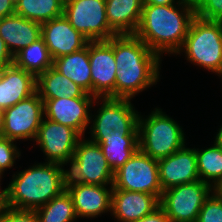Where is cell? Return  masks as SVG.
Instances as JSON below:
<instances>
[{
	"label": "cell",
	"mask_w": 222,
	"mask_h": 222,
	"mask_svg": "<svg viewBox=\"0 0 222 222\" xmlns=\"http://www.w3.org/2000/svg\"><path fill=\"white\" fill-rule=\"evenodd\" d=\"M194 17L195 5L180 0L177 4L164 6L143 5L134 35L160 57L163 53L176 55Z\"/></svg>",
	"instance_id": "6da1fadb"
},
{
	"label": "cell",
	"mask_w": 222,
	"mask_h": 222,
	"mask_svg": "<svg viewBox=\"0 0 222 222\" xmlns=\"http://www.w3.org/2000/svg\"><path fill=\"white\" fill-rule=\"evenodd\" d=\"M114 58L115 98L132 99L157 84L161 57L134 34L114 36Z\"/></svg>",
	"instance_id": "7a4b0ae2"
},
{
	"label": "cell",
	"mask_w": 222,
	"mask_h": 222,
	"mask_svg": "<svg viewBox=\"0 0 222 222\" xmlns=\"http://www.w3.org/2000/svg\"><path fill=\"white\" fill-rule=\"evenodd\" d=\"M52 162L35 164L14 174L2 204L19 210H35L66 190L67 170Z\"/></svg>",
	"instance_id": "3957f363"
},
{
	"label": "cell",
	"mask_w": 222,
	"mask_h": 222,
	"mask_svg": "<svg viewBox=\"0 0 222 222\" xmlns=\"http://www.w3.org/2000/svg\"><path fill=\"white\" fill-rule=\"evenodd\" d=\"M182 129L160 108H155L145 119L139 114V150L156 160L166 158L185 146Z\"/></svg>",
	"instance_id": "277c9868"
},
{
	"label": "cell",
	"mask_w": 222,
	"mask_h": 222,
	"mask_svg": "<svg viewBox=\"0 0 222 222\" xmlns=\"http://www.w3.org/2000/svg\"><path fill=\"white\" fill-rule=\"evenodd\" d=\"M181 52L194 65L222 76V22L195 16L177 54Z\"/></svg>",
	"instance_id": "5b68a950"
},
{
	"label": "cell",
	"mask_w": 222,
	"mask_h": 222,
	"mask_svg": "<svg viewBox=\"0 0 222 222\" xmlns=\"http://www.w3.org/2000/svg\"><path fill=\"white\" fill-rule=\"evenodd\" d=\"M81 137L77 143L66 183H82L113 187L114 172L99 144Z\"/></svg>",
	"instance_id": "8992f818"
},
{
	"label": "cell",
	"mask_w": 222,
	"mask_h": 222,
	"mask_svg": "<svg viewBox=\"0 0 222 222\" xmlns=\"http://www.w3.org/2000/svg\"><path fill=\"white\" fill-rule=\"evenodd\" d=\"M213 191L212 186L201 180L173 186L162 192L160 207L170 222H196L205 200Z\"/></svg>",
	"instance_id": "52a82bcc"
},
{
	"label": "cell",
	"mask_w": 222,
	"mask_h": 222,
	"mask_svg": "<svg viewBox=\"0 0 222 222\" xmlns=\"http://www.w3.org/2000/svg\"><path fill=\"white\" fill-rule=\"evenodd\" d=\"M63 15L89 41L116 36L109 28L105 0H65Z\"/></svg>",
	"instance_id": "ba28073f"
},
{
	"label": "cell",
	"mask_w": 222,
	"mask_h": 222,
	"mask_svg": "<svg viewBox=\"0 0 222 222\" xmlns=\"http://www.w3.org/2000/svg\"><path fill=\"white\" fill-rule=\"evenodd\" d=\"M113 189L150 193L160 199L163 191L159 180L158 160L138 149L114 172Z\"/></svg>",
	"instance_id": "9c48e42d"
},
{
	"label": "cell",
	"mask_w": 222,
	"mask_h": 222,
	"mask_svg": "<svg viewBox=\"0 0 222 222\" xmlns=\"http://www.w3.org/2000/svg\"><path fill=\"white\" fill-rule=\"evenodd\" d=\"M102 103L97 115H91L90 134H108L118 131L124 135H138L139 112L131 99L100 97ZM95 118L94 120L92 118ZM93 120V121H92Z\"/></svg>",
	"instance_id": "30bf717a"
},
{
	"label": "cell",
	"mask_w": 222,
	"mask_h": 222,
	"mask_svg": "<svg viewBox=\"0 0 222 222\" xmlns=\"http://www.w3.org/2000/svg\"><path fill=\"white\" fill-rule=\"evenodd\" d=\"M44 117V102L36 91L30 97L21 100L4 110L3 137L13 141L35 140Z\"/></svg>",
	"instance_id": "8fae6325"
},
{
	"label": "cell",
	"mask_w": 222,
	"mask_h": 222,
	"mask_svg": "<svg viewBox=\"0 0 222 222\" xmlns=\"http://www.w3.org/2000/svg\"><path fill=\"white\" fill-rule=\"evenodd\" d=\"M80 138L74 129L43 117L35 141L47 157L46 162L67 165Z\"/></svg>",
	"instance_id": "7c38bea8"
},
{
	"label": "cell",
	"mask_w": 222,
	"mask_h": 222,
	"mask_svg": "<svg viewBox=\"0 0 222 222\" xmlns=\"http://www.w3.org/2000/svg\"><path fill=\"white\" fill-rule=\"evenodd\" d=\"M89 61L92 95L115 98L116 62L114 37L109 40L89 41Z\"/></svg>",
	"instance_id": "4fadbf2b"
},
{
	"label": "cell",
	"mask_w": 222,
	"mask_h": 222,
	"mask_svg": "<svg viewBox=\"0 0 222 222\" xmlns=\"http://www.w3.org/2000/svg\"><path fill=\"white\" fill-rule=\"evenodd\" d=\"M100 97H63L42 99L45 118L74 129L81 137L91 124V110L94 101ZM91 106V107H90Z\"/></svg>",
	"instance_id": "5bb4252c"
},
{
	"label": "cell",
	"mask_w": 222,
	"mask_h": 222,
	"mask_svg": "<svg viewBox=\"0 0 222 222\" xmlns=\"http://www.w3.org/2000/svg\"><path fill=\"white\" fill-rule=\"evenodd\" d=\"M158 170L162 191L200 180L195 148L184 146L172 155L159 159Z\"/></svg>",
	"instance_id": "9a60e30c"
},
{
	"label": "cell",
	"mask_w": 222,
	"mask_h": 222,
	"mask_svg": "<svg viewBox=\"0 0 222 222\" xmlns=\"http://www.w3.org/2000/svg\"><path fill=\"white\" fill-rule=\"evenodd\" d=\"M41 34L53 60L79 51L89 42L64 15L41 24Z\"/></svg>",
	"instance_id": "2e32d148"
},
{
	"label": "cell",
	"mask_w": 222,
	"mask_h": 222,
	"mask_svg": "<svg viewBox=\"0 0 222 222\" xmlns=\"http://www.w3.org/2000/svg\"><path fill=\"white\" fill-rule=\"evenodd\" d=\"M106 187L79 182L66 183V190L73 199L78 218H95L105 212H111L113 187Z\"/></svg>",
	"instance_id": "e0dca14e"
},
{
	"label": "cell",
	"mask_w": 222,
	"mask_h": 222,
	"mask_svg": "<svg viewBox=\"0 0 222 222\" xmlns=\"http://www.w3.org/2000/svg\"><path fill=\"white\" fill-rule=\"evenodd\" d=\"M159 206V198L154 194L113 189L110 213L119 222H135Z\"/></svg>",
	"instance_id": "ac0fdd59"
},
{
	"label": "cell",
	"mask_w": 222,
	"mask_h": 222,
	"mask_svg": "<svg viewBox=\"0 0 222 222\" xmlns=\"http://www.w3.org/2000/svg\"><path fill=\"white\" fill-rule=\"evenodd\" d=\"M37 78L14 63L0 71V109L6 110L36 92Z\"/></svg>",
	"instance_id": "d6986e66"
},
{
	"label": "cell",
	"mask_w": 222,
	"mask_h": 222,
	"mask_svg": "<svg viewBox=\"0 0 222 222\" xmlns=\"http://www.w3.org/2000/svg\"><path fill=\"white\" fill-rule=\"evenodd\" d=\"M0 37L14 57L42 37L41 24L13 14L0 19Z\"/></svg>",
	"instance_id": "ffe728a7"
},
{
	"label": "cell",
	"mask_w": 222,
	"mask_h": 222,
	"mask_svg": "<svg viewBox=\"0 0 222 222\" xmlns=\"http://www.w3.org/2000/svg\"><path fill=\"white\" fill-rule=\"evenodd\" d=\"M90 140L100 145L113 172L139 149L138 135H124L118 131H111L108 134H91Z\"/></svg>",
	"instance_id": "44dd1931"
},
{
	"label": "cell",
	"mask_w": 222,
	"mask_h": 222,
	"mask_svg": "<svg viewBox=\"0 0 222 222\" xmlns=\"http://www.w3.org/2000/svg\"><path fill=\"white\" fill-rule=\"evenodd\" d=\"M109 28L116 35H132L136 32L142 14L144 0H105Z\"/></svg>",
	"instance_id": "7402d4cb"
},
{
	"label": "cell",
	"mask_w": 222,
	"mask_h": 222,
	"mask_svg": "<svg viewBox=\"0 0 222 222\" xmlns=\"http://www.w3.org/2000/svg\"><path fill=\"white\" fill-rule=\"evenodd\" d=\"M53 67L92 95L89 42L83 49L53 60Z\"/></svg>",
	"instance_id": "603a6c76"
},
{
	"label": "cell",
	"mask_w": 222,
	"mask_h": 222,
	"mask_svg": "<svg viewBox=\"0 0 222 222\" xmlns=\"http://www.w3.org/2000/svg\"><path fill=\"white\" fill-rule=\"evenodd\" d=\"M36 91L41 99L95 97L62 75L53 66L37 77Z\"/></svg>",
	"instance_id": "cb8c5ba5"
},
{
	"label": "cell",
	"mask_w": 222,
	"mask_h": 222,
	"mask_svg": "<svg viewBox=\"0 0 222 222\" xmlns=\"http://www.w3.org/2000/svg\"><path fill=\"white\" fill-rule=\"evenodd\" d=\"M13 63L17 67L32 73L37 78L41 73L53 66V59L44 39L41 37L17 53L14 56Z\"/></svg>",
	"instance_id": "d4e9b609"
},
{
	"label": "cell",
	"mask_w": 222,
	"mask_h": 222,
	"mask_svg": "<svg viewBox=\"0 0 222 222\" xmlns=\"http://www.w3.org/2000/svg\"><path fill=\"white\" fill-rule=\"evenodd\" d=\"M195 153L200 180L215 189L222 183V146L214 141L209 148H195Z\"/></svg>",
	"instance_id": "484cf974"
},
{
	"label": "cell",
	"mask_w": 222,
	"mask_h": 222,
	"mask_svg": "<svg viewBox=\"0 0 222 222\" xmlns=\"http://www.w3.org/2000/svg\"><path fill=\"white\" fill-rule=\"evenodd\" d=\"M65 0H17L15 14L43 24L63 15Z\"/></svg>",
	"instance_id": "4316f807"
},
{
	"label": "cell",
	"mask_w": 222,
	"mask_h": 222,
	"mask_svg": "<svg viewBox=\"0 0 222 222\" xmlns=\"http://www.w3.org/2000/svg\"><path fill=\"white\" fill-rule=\"evenodd\" d=\"M35 212L39 222H74L78 218L73 199L67 190L35 209Z\"/></svg>",
	"instance_id": "83f0119b"
},
{
	"label": "cell",
	"mask_w": 222,
	"mask_h": 222,
	"mask_svg": "<svg viewBox=\"0 0 222 222\" xmlns=\"http://www.w3.org/2000/svg\"><path fill=\"white\" fill-rule=\"evenodd\" d=\"M196 222H222V198L215 190L205 200Z\"/></svg>",
	"instance_id": "f1b7e54d"
},
{
	"label": "cell",
	"mask_w": 222,
	"mask_h": 222,
	"mask_svg": "<svg viewBox=\"0 0 222 222\" xmlns=\"http://www.w3.org/2000/svg\"><path fill=\"white\" fill-rule=\"evenodd\" d=\"M195 16L222 22V0H199L195 4Z\"/></svg>",
	"instance_id": "f546056e"
},
{
	"label": "cell",
	"mask_w": 222,
	"mask_h": 222,
	"mask_svg": "<svg viewBox=\"0 0 222 222\" xmlns=\"http://www.w3.org/2000/svg\"><path fill=\"white\" fill-rule=\"evenodd\" d=\"M15 141L8 138H0V172L10 169L14 166L16 158H19L21 152L18 150Z\"/></svg>",
	"instance_id": "4dcf8cb0"
},
{
	"label": "cell",
	"mask_w": 222,
	"mask_h": 222,
	"mask_svg": "<svg viewBox=\"0 0 222 222\" xmlns=\"http://www.w3.org/2000/svg\"><path fill=\"white\" fill-rule=\"evenodd\" d=\"M0 222H39L35 210H19L0 204Z\"/></svg>",
	"instance_id": "1f68e13d"
},
{
	"label": "cell",
	"mask_w": 222,
	"mask_h": 222,
	"mask_svg": "<svg viewBox=\"0 0 222 222\" xmlns=\"http://www.w3.org/2000/svg\"><path fill=\"white\" fill-rule=\"evenodd\" d=\"M135 222H170L166 212L159 206L153 212Z\"/></svg>",
	"instance_id": "d6a6232c"
},
{
	"label": "cell",
	"mask_w": 222,
	"mask_h": 222,
	"mask_svg": "<svg viewBox=\"0 0 222 222\" xmlns=\"http://www.w3.org/2000/svg\"><path fill=\"white\" fill-rule=\"evenodd\" d=\"M13 62L14 57L8 50L5 42L0 37V71L6 66L13 64Z\"/></svg>",
	"instance_id": "836d02e7"
},
{
	"label": "cell",
	"mask_w": 222,
	"mask_h": 222,
	"mask_svg": "<svg viewBox=\"0 0 222 222\" xmlns=\"http://www.w3.org/2000/svg\"><path fill=\"white\" fill-rule=\"evenodd\" d=\"M15 5L13 0H0V19L15 14Z\"/></svg>",
	"instance_id": "e575fe53"
},
{
	"label": "cell",
	"mask_w": 222,
	"mask_h": 222,
	"mask_svg": "<svg viewBox=\"0 0 222 222\" xmlns=\"http://www.w3.org/2000/svg\"><path fill=\"white\" fill-rule=\"evenodd\" d=\"M179 0H144V5H171L177 4Z\"/></svg>",
	"instance_id": "d590c367"
},
{
	"label": "cell",
	"mask_w": 222,
	"mask_h": 222,
	"mask_svg": "<svg viewBox=\"0 0 222 222\" xmlns=\"http://www.w3.org/2000/svg\"><path fill=\"white\" fill-rule=\"evenodd\" d=\"M4 132V110L0 109V138L3 137Z\"/></svg>",
	"instance_id": "8d00e7d4"
},
{
	"label": "cell",
	"mask_w": 222,
	"mask_h": 222,
	"mask_svg": "<svg viewBox=\"0 0 222 222\" xmlns=\"http://www.w3.org/2000/svg\"><path fill=\"white\" fill-rule=\"evenodd\" d=\"M221 128H219L216 137H215V142L219 145L222 146V125L220 126Z\"/></svg>",
	"instance_id": "74e56055"
},
{
	"label": "cell",
	"mask_w": 222,
	"mask_h": 222,
	"mask_svg": "<svg viewBox=\"0 0 222 222\" xmlns=\"http://www.w3.org/2000/svg\"><path fill=\"white\" fill-rule=\"evenodd\" d=\"M2 173L0 172V179L2 178ZM1 181V180H0ZM1 185V184H0ZM6 195V188H4L3 190L0 189V201L2 202L4 197Z\"/></svg>",
	"instance_id": "f35d334b"
},
{
	"label": "cell",
	"mask_w": 222,
	"mask_h": 222,
	"mask_svg": "<svg viewBox=\"0 0 222 222\" xmlns=\"http://www.w3.org/2000/svg\"><path fill=\"white\" fill-rule=\"evenodd\" d=\"M218 195L222 198V183L214 189Z\"/></svg>",
	"instance_id": "ab89813d"
},
{
	"label": "cell",
	"mask_w": 222,
	"mask_h": 222,
	"mask_svg": "<svg viewBox=\"0 0 222 222\" xmlns=\"http://www.w3.org/2000/svg\"><path fill=\"white\" fill-rule=\"evenodd\" d=\"M180 1L188 2L195 5L199 0H180Z\"/></svg>",
	"instance_id": "60d3db41"
}]
</instances>
